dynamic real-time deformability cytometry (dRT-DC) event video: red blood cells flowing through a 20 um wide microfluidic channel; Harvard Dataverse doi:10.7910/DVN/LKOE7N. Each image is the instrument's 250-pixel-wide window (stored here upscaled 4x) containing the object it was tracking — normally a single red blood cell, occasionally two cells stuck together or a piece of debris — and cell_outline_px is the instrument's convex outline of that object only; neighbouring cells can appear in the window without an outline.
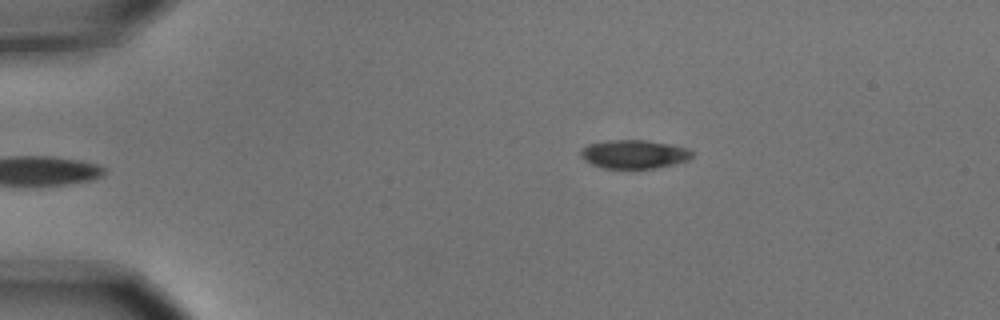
{"species": "common noctule bat (a hibernating species)", "species_latin": "Nyctalus noctula", "temperature_condition": "cold", "stored_images_in_passage": 5, "camera_frame_rate_fps": 3000, "um_per_image_px": 0.085, "animal": {"sex": "male", "body_mass_g": 15.6}, "frame": {"image": 1, "passage_image": 5, "time_ms": 1.333, "image_size_px": [1000, 320], "cell_outline_px": [[692, 156], [688, 160], [672, 164], [652, 168], [604, 168], [592, 164], [584, 160], [580, 156], [580, 152], [588, 144], [608, 140], [644, 140], [672, 144], [688, 148], [692, 152]], "centroid_in_image_um": [53.89, 13.09], "position_along_channel_um": 31.1, "area_um2": 18.44}}